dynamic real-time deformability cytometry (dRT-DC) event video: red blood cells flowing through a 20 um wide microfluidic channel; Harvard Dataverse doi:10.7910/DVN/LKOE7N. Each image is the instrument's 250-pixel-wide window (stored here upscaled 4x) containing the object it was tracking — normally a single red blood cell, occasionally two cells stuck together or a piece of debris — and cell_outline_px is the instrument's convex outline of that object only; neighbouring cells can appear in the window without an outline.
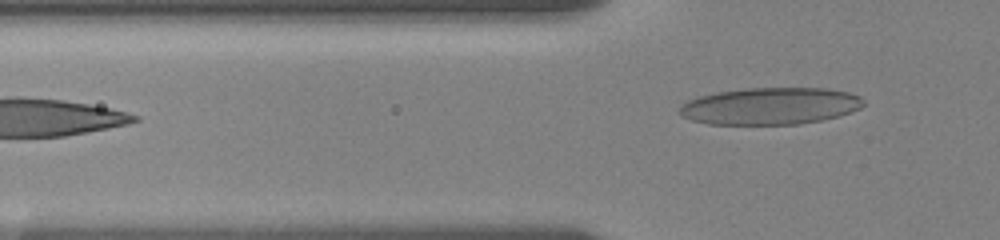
{"species": "human", "species_latin": "Homo sapiens", "temperature_condition": "room temperature", "stored_images_in_passage": 15, "segment_of_instrument_passage": [2, 2], "camera_frame_rate_fps": 3000, "um_per_image_px": 0.085, "donor": {"sex": "female"}, "frame": {"image": 1, "passage_image": 15, "time_ms": 5.667, "image_size_px": [1000, 240], "cell_outline_px": [[864, 104], [860, 108], [836, 116], [820, 120], [800, 124], [708, 124], [692, 120], [680, 116], [676, 112], [688, 100], [696, 96], [716, 92], [744, 88], [828, 88], [848, 92], [860, 96], [864, 100]], "centroid_in_image_um": [65.42, 9.0], "position_along_channel_um": 60.4, "area_um2": 39.77}}